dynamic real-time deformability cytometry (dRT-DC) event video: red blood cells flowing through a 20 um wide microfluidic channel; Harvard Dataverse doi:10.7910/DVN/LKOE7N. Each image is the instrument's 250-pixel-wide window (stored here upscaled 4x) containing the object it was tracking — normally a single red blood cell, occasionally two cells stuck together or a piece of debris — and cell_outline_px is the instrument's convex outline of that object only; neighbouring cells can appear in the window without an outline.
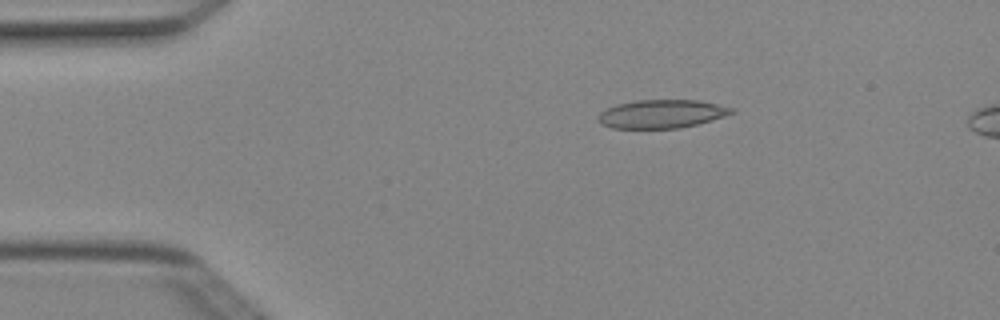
{"species": "Egyptian fruit bat (a non-hibernating species)", "species_latin": "Rousettus aegyptiacus", "temperature_condition": "cold", "stored_images_in_passage": 5, "camera_frame_rate_fps": 3000, "um_per_image_px": 0.085, "animal": {"sex": "female"}, "frame": {"image": 1, "passage_image": 2, "time_ms": 0.333, "image_size_px": [1000, 320], "cell_outline_px": [[736, 112], [712, 120], [680, 128], [612, 128], [600, 124], [600, 112], [616, 104], [636, 100], [700, 100], [732, 108]], "centroid_in_image_um": [56.25, 9.68], "position_along_channel_um": 28.8, "area_um2": 21.91}}
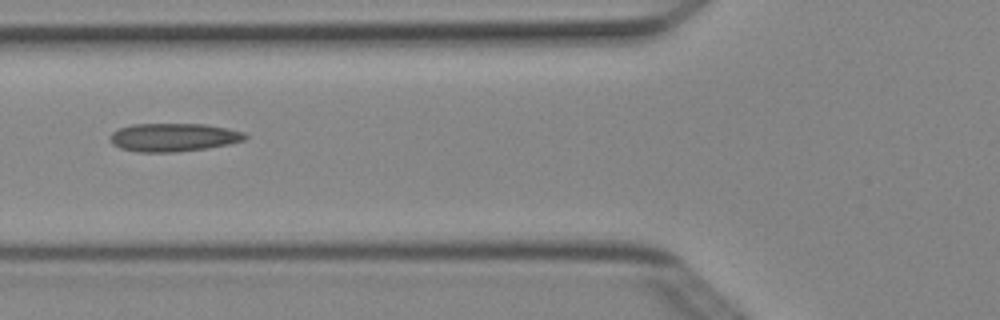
{"frame": {"image": 2, "passage_image": 5, "time_ms": 1.333, "image_size_px": [1000, 320], "cell_outline_px": [[248, 136], [244, 140], [228, 144], [208, 148], [176, 152], [140, 152], [120, 148], [112, 144], [108, 136], [112, 132], [120, 128], [132, 124], [204, 124], [228, 128], [244, 132]], "centroid_in_image_um": [14.73, 11.67], "position_along_channel_um": 111.1, "area_um2": 22.31}}